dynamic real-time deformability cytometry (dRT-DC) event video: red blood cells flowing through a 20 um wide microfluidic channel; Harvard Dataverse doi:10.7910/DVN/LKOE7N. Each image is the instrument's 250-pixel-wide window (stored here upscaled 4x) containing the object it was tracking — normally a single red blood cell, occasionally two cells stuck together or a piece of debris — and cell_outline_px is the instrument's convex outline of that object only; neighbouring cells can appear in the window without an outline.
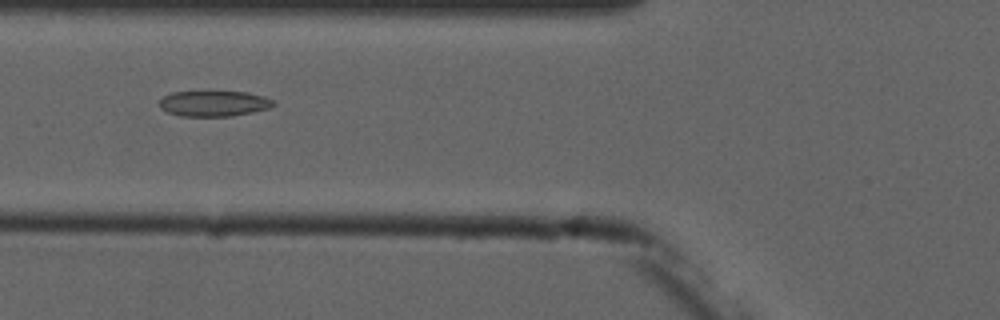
{"species": "common noctule bat (a hibernating species)", "species_latin": "Nyctalus noctula", "temperature_condition": "cold", "stored_images_in_passage": 4, "camera_frame_rate_fps": 3000, "um_per_image_px": 0.085, "animal": {"sex": "male", "forearm_length_mm": 52.5}, "frame": {"image": 1, "passage_image": 3, "time_ms": 2.333, "image_size_px": [1000, 320], "cell_outline_px": [[276, 104], [268, 108], [252, 112], [228, 116], [180, 116], [168, 112], [160, 108], [160, 100], [164, 96], [172, 92], [248, 92], [264, 96], [272, 100]], "centroid_in_image_um": [18.17, 8.8], "position_along_channel_um": 107.6, "area_um2": 16.82}}
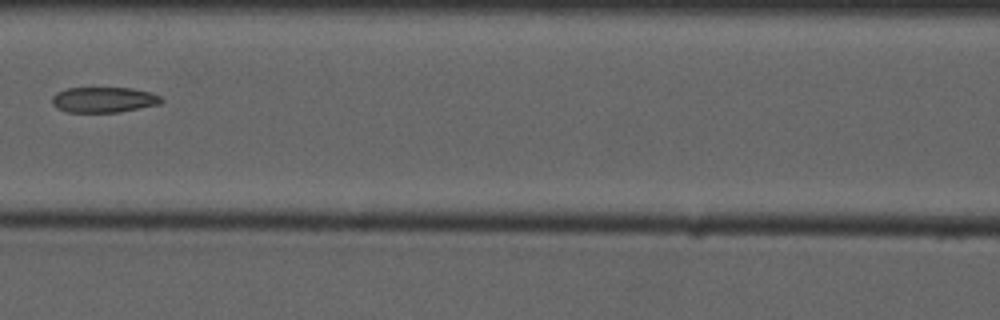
{"frame": {"image": 2, "passage_image": 4, "time_ms": 3.667, "image_size_px": [1000, 320], "cell_outline_px": [[164, 100], [160, 104], [116, 112], [68, 112], [56, 108], [52, 104], [52, 96], [56, 92], [68, 88], [132, 88], [148, 92], [160, 96]], "centroid_in_image_um": [8.78, 8.47], "position_along_channel_um": 157.8, "area_um2": 16.13}}